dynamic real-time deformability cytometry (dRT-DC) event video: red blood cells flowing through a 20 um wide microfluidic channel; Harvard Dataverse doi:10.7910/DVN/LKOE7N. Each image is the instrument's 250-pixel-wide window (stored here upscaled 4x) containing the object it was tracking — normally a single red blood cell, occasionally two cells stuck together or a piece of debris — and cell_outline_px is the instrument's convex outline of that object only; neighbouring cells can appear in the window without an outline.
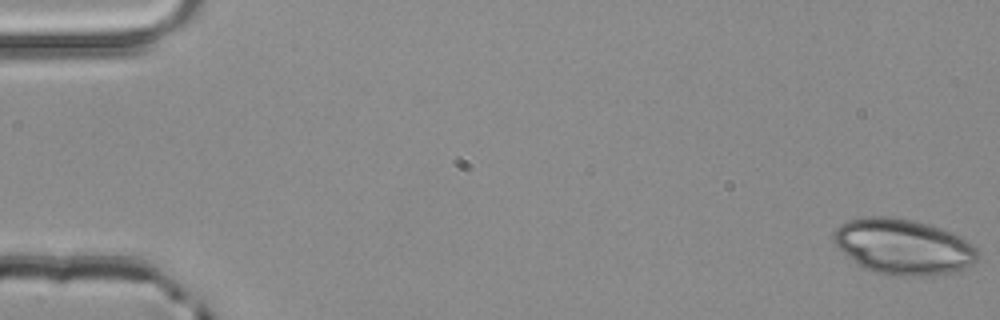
{"species": "common noctule bat (a hibernating species)", "species_latin": "Nyctalus noctula", "temperature_condition": "room temperature", "stored_images_in_passage": 5, "segment_of_instrument_passage": [1, 2], "camera_frame_rate_fps": 3000, "um_per_image_px": 0.085, "animal": {"sex": "male", "body_mass_g": 20.4}, "frame": {"image": 1, "passage_image": 1, "time_ms": 0.0, "image_size_px": [1000, 320], "cell_outline_px": [[980, 256], [972, 264], [956, 272], [932, 276], [896, 276], [876, 272], [864, 268], [836, 248], [836, 228], [840, 224], [848, 220], [864, 216], [888, 216], [912, 220], [928, 224], [964, 236], [976, 248]], "centroid_in_image_um": [76.83, 20.97], "position_along_channel_um": 8.2, "area_um2": 46.93}}